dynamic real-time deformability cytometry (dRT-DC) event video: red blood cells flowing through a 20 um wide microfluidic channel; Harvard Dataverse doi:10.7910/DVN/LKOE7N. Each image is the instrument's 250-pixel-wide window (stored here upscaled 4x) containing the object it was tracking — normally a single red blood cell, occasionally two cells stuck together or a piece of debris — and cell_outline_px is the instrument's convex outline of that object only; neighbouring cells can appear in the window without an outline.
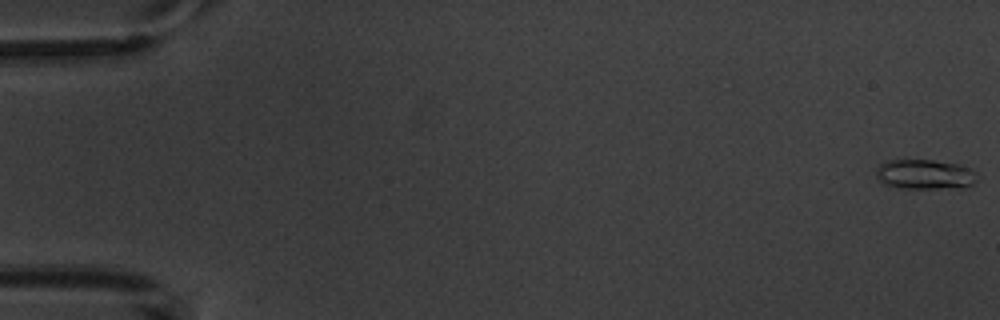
{"species": "common noctule bat (a hibernating species)", "species_latin": "Nyctalus noctula", "temperature_condition": "warm", "stored_images_in_passage": 5, "camera_frame_rate_fps": 3000, "um_per_image_px": 0.085, "animal": {"sex": "male", "body_mass_g": 20.1, "forearm_length_mm": 53.5}, "frame": {"image": 1, "passage_image": 1, "time_ms": 0.0, "image_size_px": [1000, 320], "cell_outline_px": [[976, 180], [972, 184], [964, 188], [896, 188], [884, 184], [876, 176], [876, 172], [880, 164], [888, 160], [932, 160], [960, 164], [972, 168], [976, 172]], "centroid_in_image_um": [78.64, 14.82], "position_along_channel_um": 6.4, "area_um2": 17.74}}